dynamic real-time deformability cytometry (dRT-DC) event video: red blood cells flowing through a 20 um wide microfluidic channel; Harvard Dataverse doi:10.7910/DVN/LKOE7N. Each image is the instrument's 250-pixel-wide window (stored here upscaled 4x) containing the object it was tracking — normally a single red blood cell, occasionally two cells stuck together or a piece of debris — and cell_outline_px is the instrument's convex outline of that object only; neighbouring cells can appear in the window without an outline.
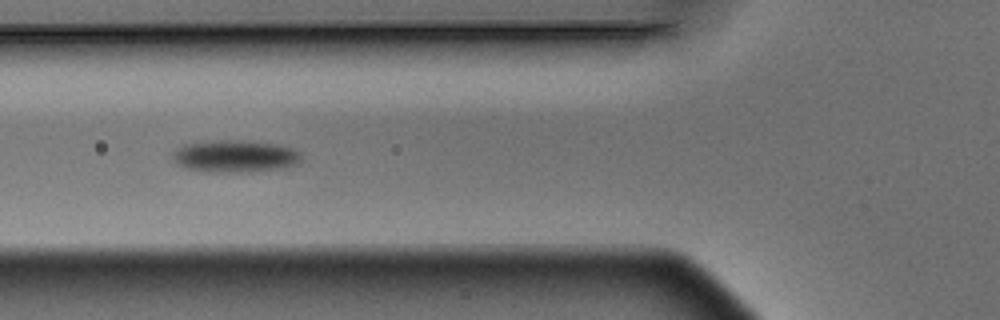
{"species": "Egyptian fruit bat (a non-hibernating species)", "species_latin": "Rousettus aegyptiacus", "temperature_condition": "warm", "stored_images_in_passage": 14, "segment_of_instrument_passage": [1, 2], "camera_frame_rate_fps": 3000, "um_per_image_px": 0.085, "animal": {"sex": "male"}, "frame": {"image": 1, "passage_image": 4, "time_ms": 1.0, "image_size_px": [1000, 320], "cell_outline_px": [[300, 160], [296, 164], [276, 168], [252, 172], [208, 172], [184, 168], [172, 160], [172, 156], [184, 144], [216, 140], [240, 140], [280, 144], [296, 148], [300, 152]], "centroid_in_image_um": [19.99, 13.27], "position_along_channel_um": 105.8, "area_um2": 24.16}}
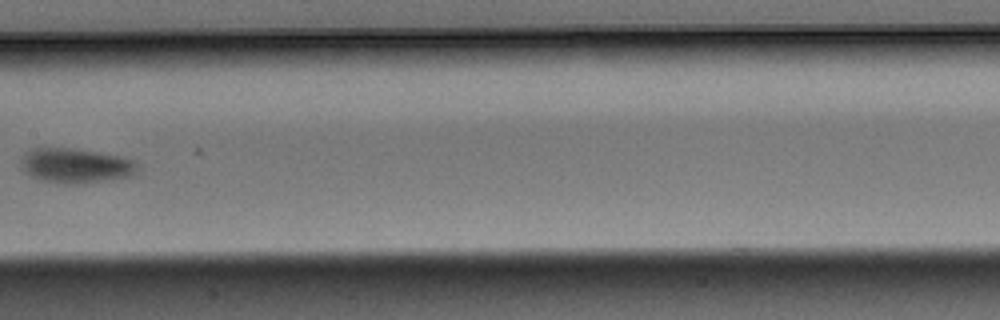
{"frame": {"image": 2, "passage_image": 6, "time_ms": 1.667, "image_size_px": [1000, 320], "cell_outline_px": [[136, 172], [128, 176], [76, 184], [64, 184], [40, 180], [24, 172], [20, 160], [32, 148], [68, 148], [96, 152], [116, 156], [132, 160], [136, 164]], "centroid_in_image_um": [6.36, 14.08], "position_along_channel_um": 201.0, "area_um2": 22.95}}
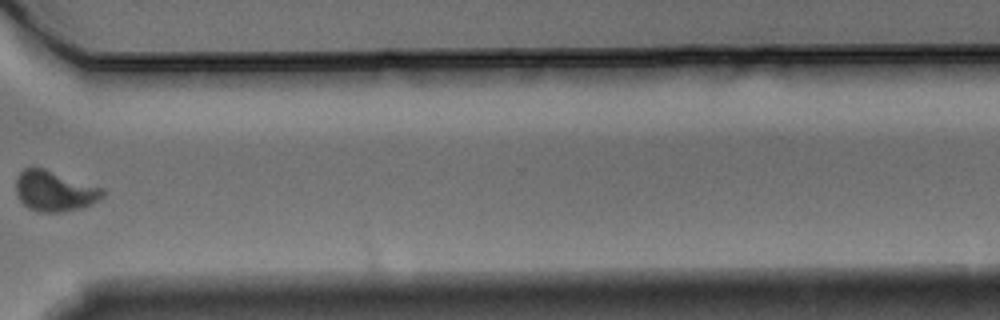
{"frame": {"image": 3, "passage_image": 10, "time_ms": 3.0, "image_size_px": [1000, 320], "cell_outline_px": [[104, 196], [92, 204], [60, 212], [40, 212], [28, 208], [20, 200], [16, 192], [16, 176], [24, 168], [44, 168], [104, 188]], "centroid_in_image_um": [4.63, 16.23], "position_along_channel_um": 366.0, "area_um2": 20.35}}